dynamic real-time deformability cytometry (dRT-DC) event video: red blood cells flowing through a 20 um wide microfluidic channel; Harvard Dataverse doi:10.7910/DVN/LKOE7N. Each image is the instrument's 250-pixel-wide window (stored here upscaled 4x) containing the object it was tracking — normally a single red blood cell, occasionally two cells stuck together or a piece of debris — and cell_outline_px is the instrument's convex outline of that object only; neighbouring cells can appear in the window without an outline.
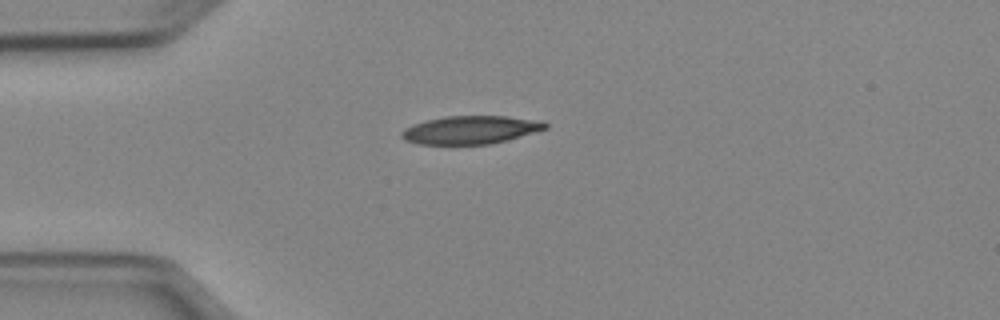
{"species": "Egyptian fruit bat (a non-hibernating species)", "species_latin": "Rousettus aegyptiacus", "temperature_condition": "cold", "stored_images_in_passage": 39, "camera_frame_rate_fps": 3000, "um_per_image_px": 0.085, "animal": {"sex": "female"}, "frame": {"image": 1, "passage_image": 1, "time_ms": 0.0, "image_size_px": [1000, 320], "cell_outline_px": [[548, 128], [508, 140], [488, 144], [416, 144], [404, 140], [400, 136], [400, 132], [404, 128], [412, 124], [444, 116], [508, 116], [544, 120], [548, 124]], "centroid_in_image_um": [40.01, 11.03], "position_along_channel_um": 45.0, "area_um2": 23.81}}
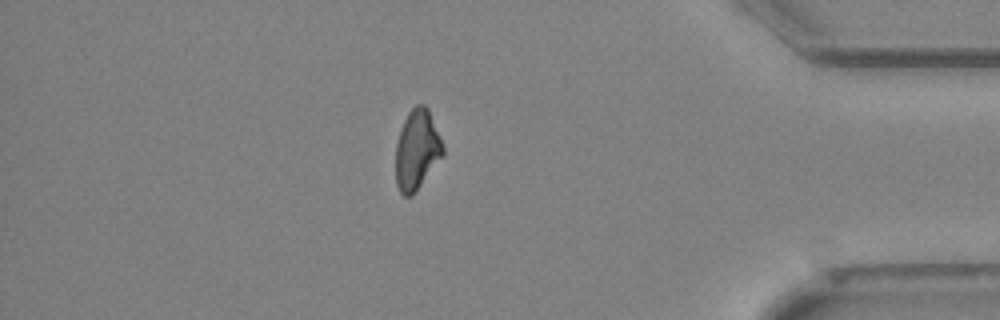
{"frame": {"image": 2, "passage_image": 32, "time_ms": 10.333, "image_size_px": [1000, 320], "cell_outline_px": [[444, 156], [412, 196], [404, 196], [400, 192], [396, 184], [396, 144], [404, 120], [408, 112], [416, 104], [424, 104], [428, 108], [444, 148]], "centroid_in_image_um": [35.44, 12.75], "position_along_channel_um": 399.8, "area_um2": 21.96}}
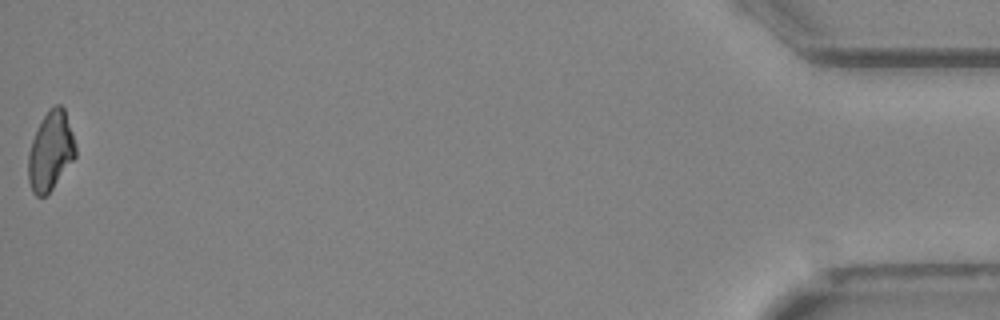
{"frame": {"image": 3, "passage_image": 39, "time_ms": 12.667, "image_size_px": [1000, 320], "cell_outline_px": [[76, 156], [52, 188], [44, 196], [36, 196], [32, 192], [28, 180], [28, 152], [32, 140], [48, 108], [56, 104], [60, 104], [64, 108], [76, 144]], "centroid_in_image_um": [4.3, 12.83], "position_along_channel_um": 430.9, "area_um2": 21.56}, "authors_computed_cell_mechanics": {"area_um2": 23.12, "velocity_mm_per_s": 3.9554, "shape_relaxation_time_tau1_ms": 8.0798, "shape_relaxation_time_tau2_ms": null, "deformation_change_tau1": 0.1863, "deformation_change_tau2": null}}